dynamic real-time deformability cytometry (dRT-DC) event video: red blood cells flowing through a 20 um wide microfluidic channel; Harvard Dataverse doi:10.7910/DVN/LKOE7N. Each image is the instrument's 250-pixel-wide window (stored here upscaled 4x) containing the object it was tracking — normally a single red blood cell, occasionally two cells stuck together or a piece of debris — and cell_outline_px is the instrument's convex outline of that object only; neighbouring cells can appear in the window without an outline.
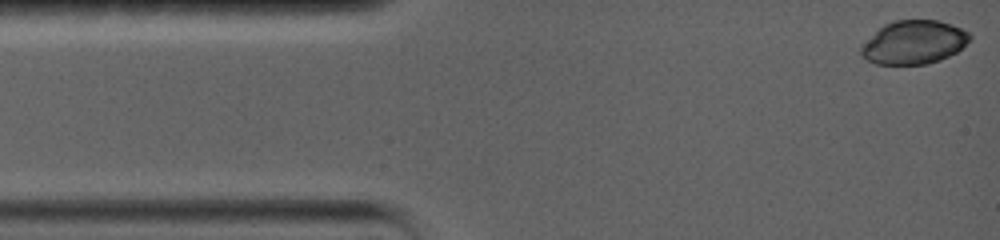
{"species": "common noctule bat (a hibernating species)", "species_latin": "Nyctalus noctula", "temperature_condition": "warm", "stored_images_in_passage": 23, "camera_frame_rate_fps": 5000, "um_per_image_px": 0.085, "animal": {"sex": "female", "body_mass_g": 19.0, "forearm_length_mm": 56.7}, "frame": {"image": 1, "passage_image": 1, "time_ms": 0.0, "image_size_px": [1000, 240], "cell_outline_px": [[972, 40], [956, 52], [940, 60], [928, 64], [876, 64], [868, 60], [860, 52], [860, 44], [884, 24], [892, 20], [936, 20], [952, 24], [968, 32], [972, 36]], "centroid_in_image_um": [77.68, 3.59], "position_along_channel_um": 7.3, "area_um2": 27.74}}